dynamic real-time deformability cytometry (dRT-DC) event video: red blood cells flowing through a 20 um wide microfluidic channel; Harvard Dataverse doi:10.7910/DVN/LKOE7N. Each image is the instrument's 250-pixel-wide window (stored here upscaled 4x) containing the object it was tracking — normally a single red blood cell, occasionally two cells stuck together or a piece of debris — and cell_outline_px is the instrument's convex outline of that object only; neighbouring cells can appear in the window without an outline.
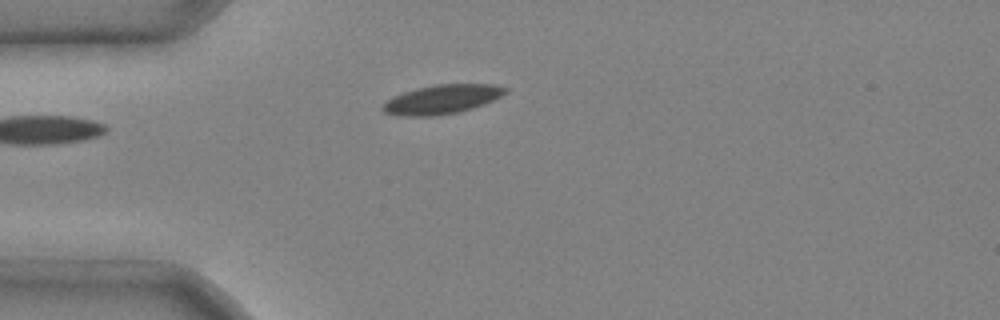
{"species": "common noctule bat (a hibernating species)", "species_latin": "Nyctalus noctula", "temperature_condition": "cold", "stored_images_in_passage": 3, "camera_frame_rate_fps": 3000, "um_per_image_px": 0.085, "animal": {"sex": "male", "body_mass_g": 20.4}, "frame": {"image": 1, "passage_image": 2, "time_ms": 0.333, "image_size_px": [1000, 320], "cell_outline_px": [[508, 92], [484, 104], [472, 108], [456, 112], [436, 116], [400, 116], [384, 112], [380, 108], [380, 104], [392, 96], [416, 88], [436, 84], [496, 84], [508, 88]], "centroid_in_image_um": [37.52, 8.44], "position_along_channel_um": 47.5, "area_um2": 20.98}}